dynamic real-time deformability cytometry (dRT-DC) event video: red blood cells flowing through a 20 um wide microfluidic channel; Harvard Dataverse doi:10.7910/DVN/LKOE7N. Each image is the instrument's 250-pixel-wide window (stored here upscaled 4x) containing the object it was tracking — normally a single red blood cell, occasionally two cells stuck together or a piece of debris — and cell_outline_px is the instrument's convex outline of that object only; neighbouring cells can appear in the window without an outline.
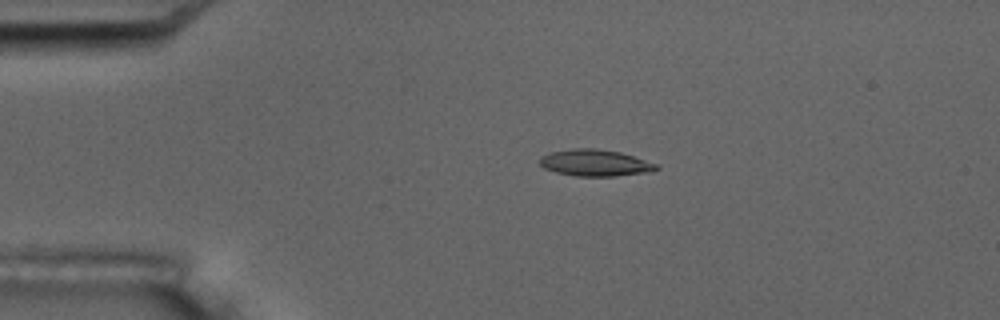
{"species": "common noctule bat (a hibernating species)", "species_latin": "Nyctalus noctula", "temperature_condition": "room temperature", "stored_images_in_passage": 8, "camera_frame_rate_fps": 3000, "um_per_image_px": 0.085, "animal": {"sex": "male", "body_mass_g": 17.5, "forearm_length_mm": 52.3}, "frame": {"image": 1, "passage_image": 4, "time_ms": 3.667, "image_size_px": [1000, 320], "cell_outline_px": [[660, 168], [648, 172], [616, 176], [576, 176], [556, 172], [544, 168], [540, 164], [540, 156], [552, 152], [572, 148], [596, 148], [620, 152], [660, 164]], "centroid_in_image_um": [50.61, 13.84], "position_along_channel_um": 34.4, "area_um2": 18.15}}